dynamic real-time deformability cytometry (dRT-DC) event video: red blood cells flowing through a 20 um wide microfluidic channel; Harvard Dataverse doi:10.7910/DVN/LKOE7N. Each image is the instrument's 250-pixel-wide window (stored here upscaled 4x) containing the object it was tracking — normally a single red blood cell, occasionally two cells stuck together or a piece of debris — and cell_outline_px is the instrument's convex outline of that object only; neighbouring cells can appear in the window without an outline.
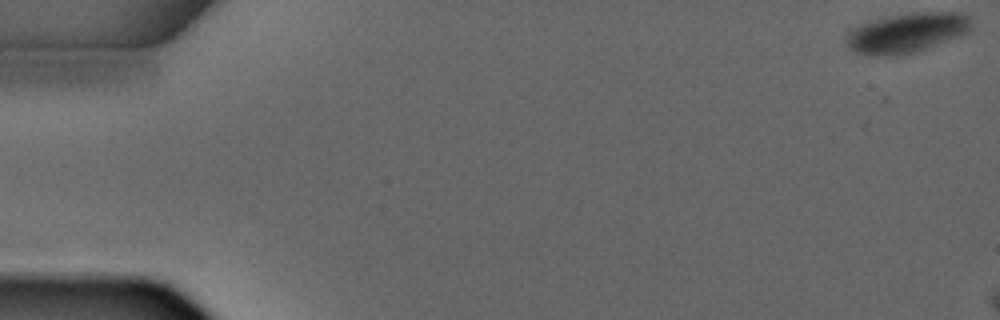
{"species": "common noctule bat (a hibernating species)", "species_latin": "Nyctalus noctula", "temperature_condition": "warm", "stored_images_in_passage": 5, "camera_frame_rate_fps": 3000, "um_per_image_px": 0.085, "animal": {"sex": "male", "forearm_length_mm": 52.5}, "frame": {"image": 1, "passage_image": 1, "time_ms": 0.0, "image_size_px": [1000, 320], "cell_outline_px": [[972, 32], [916, 52], [896, 56], [868, 56], [852, 52], [844, 44], [844, 32], [848, 28], [868, 20], [888, 16], [912, 12], [960, 12], [968, 16], [972, 20]], "centroid_in_image_um": [76.99, 2.8], "position_along_channel_um": 8.0, "area_um2": 30.29}}
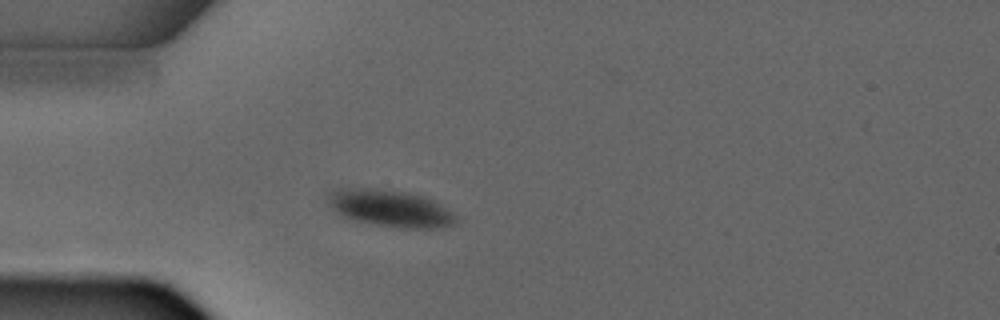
{"frame": {"image": 2, "passage_image": 5, "time_ms": 5.667, "image_size_px": [1000, 320], "cell_outline_px": [[456, 220], [452, 224], [436, 228], [400, 228], [376, 224], [356, 220], [344, 216], [336, 212], [328, 204], [328, 192], [332, 188], [380, 188], [408, 192], [424, 196], [436, 200], [452, 212], [456, 216]], "centroid_in_image_um": [33.15, 17.67], "position_along_channel_um": 51.8, "area_um2": 27.69}}